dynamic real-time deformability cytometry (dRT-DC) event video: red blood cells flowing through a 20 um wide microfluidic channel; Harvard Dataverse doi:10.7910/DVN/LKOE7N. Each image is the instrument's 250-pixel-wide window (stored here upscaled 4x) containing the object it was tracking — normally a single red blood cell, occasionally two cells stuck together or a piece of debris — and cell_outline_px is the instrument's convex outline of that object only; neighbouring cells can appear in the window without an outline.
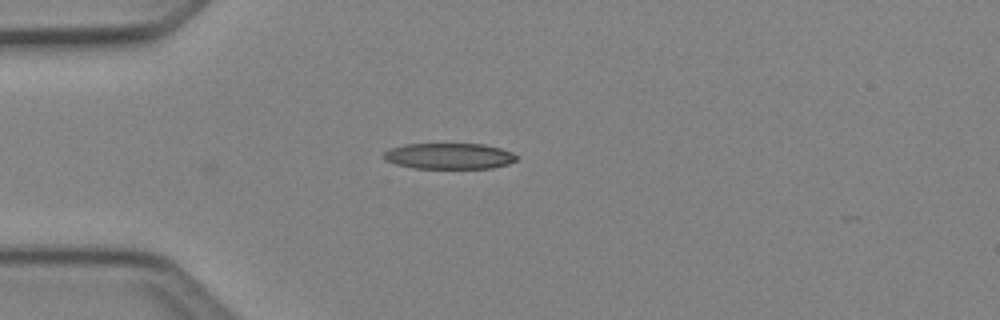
{"species": "Egyptian fruit bat (a non-hibernating species)", "species_latin": "Rousettus aegyptiacus", "temperature_condition": "cold", "stored_images_in_passage": 37, "camera_frame_rate_fps": 3000, "um_per_image_px": 0.085, "animal": {"sex": "female"}, "frame": {"image": 1, "passage_image": 1, "time_ms": 0.0, "image_size_px": [1000, 320], "cell_outline_px": [[520, 156], [516, 160], [508, 164], [492, 168], [412, 168], [396, 164], [384, 160], [384, 152], [392, 148], [404, 144], [484, 144], [500, 148], [512, 152]], "centroid_in_image_um": [38.21, 13.27], "position_along_channel_um": 46.8, "area_um2": 20.11}}
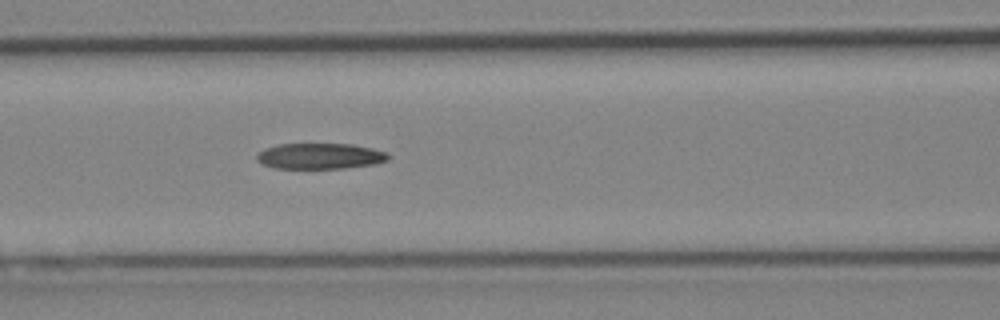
{"frame": {"image": 2, "passage_image": 9, "time_ms": 2.667, "image_size_px": [1000, 320], "cell_outline_px": [[388, 160], [372, 164], [344, 168], [272, 168], [256, 160], [256, 156], [264, 148], [280, 144], [352, 144], [372, 148], [388, 152]], "centroid_in_image_um": [27.19, 13.26], "position_along_channel_um": 139.4, "area_um2": 19.65}}
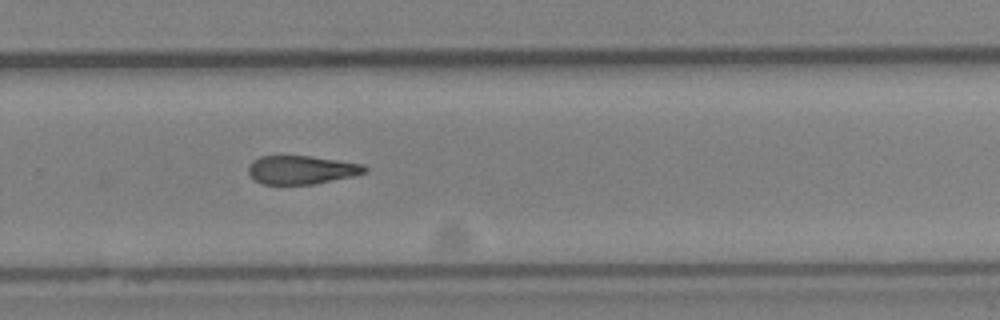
{"frame": {"image": 3, "passage_image": 21, "time_ms": 6.667, "image_size_px": [1000, 320], "cell_outline_px": [[368, 172], [352, 176], [312, 184], [260, 184], [248, 172], [248, 168], [252, 160], [260, 156], [312, 156], [364, 164], [368, 168]], "centroid_in_image_um": [25.64, 14.43], "position_along_channel_um": 304.2, "area_um2": 19.31}, "authors_computed_cell_mechanics": {"area_um2": 20.7502, "velocity_mm_per_s": 4.1433, "shape_relaxation_time_tau1_ms": 11.3911, "shape_relaxation_time_tau2_ms": null, "deformation_change_tau1": 0.2483, "deformation_change_tau2": null}}